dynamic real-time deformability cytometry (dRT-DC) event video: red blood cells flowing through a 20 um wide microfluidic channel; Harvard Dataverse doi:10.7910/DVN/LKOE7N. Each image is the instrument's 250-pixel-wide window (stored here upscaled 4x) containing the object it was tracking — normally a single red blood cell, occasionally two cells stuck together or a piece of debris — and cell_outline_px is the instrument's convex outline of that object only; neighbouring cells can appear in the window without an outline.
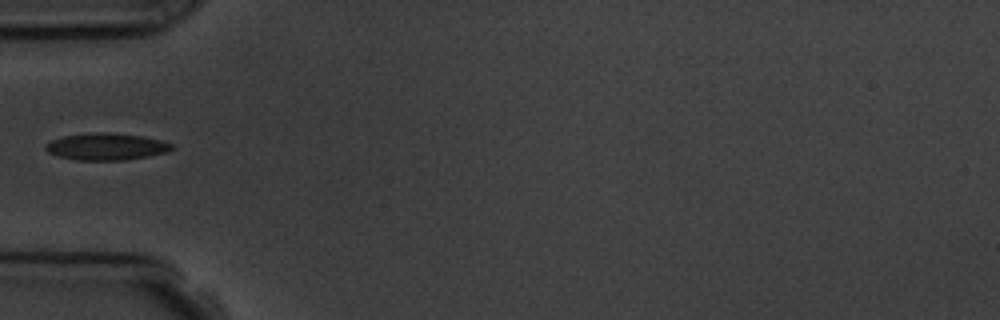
{"species": "common noctule bat (a hibernating species)", "species_latin": "Nyctalus noctula", "temperature_condition": "room temperature", "stored_images_in_passage": 1, "camera_frame_rate_fps": 3000, "um_per_image_px": 0.085, "animal": {"sex": "male", "body_mass_g": 19.5, "forearm_length_mm": 54.6}, "frame": {"image": 1, "passage_image": 1, "time_ms": 0.0, "image_size_px": [1000, 320], "cell_outline_px": [[176, 148], [168, 152], [148, 156], [124, 160], [76, 160], [56, 156], [48, 152], [44, 148], [44, 144], [52, 140], [64, 136], [96, 132], [108, 132], [140, 136], [160, 140], [176, 144]], "centroid_in_image_um": [9.06, 12.47], "position_along_channel_um": 75.9, "area_um2": 19.94}}